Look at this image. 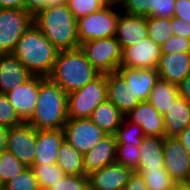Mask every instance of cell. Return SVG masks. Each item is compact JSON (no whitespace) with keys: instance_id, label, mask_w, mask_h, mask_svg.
<instances>
[{"instance_id":"obj_5","label":"cell","mask_w":190,"mask_h":190,"mask_svg":"<svg viewBox=\"0 0 190 190\" xmlns=\"http://www.w3.org/2000/svg\"><path fill=\"white\" fill-rule=\"evenodd\" d=\"M107 100V74H100L84 87L67 95L68 119L89 118L97 106Z\"/></svg>"},{"instance_id":"obj_48","label":"cell","mask_w":190,"mask_h":190,"mask_svg":"<svg viewBox=\"0 0 190 190\" xmlns=\"http://www.w3.org/2000/svg\"><path fill=\"white\" fill-rule=\"evenodd\" d=\"M9 128L0 124V154L7 148V133Z\"/></svg>"},{"instance_id":"obj_33","label":"cell","mask_w":190,"mask_h":190,"mask_svg":"<svg viewBox=\"0 0 190 190\" xmlns=\"http://www.w3.org/2000/svg\"><path fill=\"white\" fill-rule=\"evenodd\" d=\"M121 6L120 12L127 15L154 17V10H157L158 0H116ZM124 10V11H123Z\"/></svg>"},{"instance_id":"obj_50","label":"cell","mask_w":190,"mask_h":190,"mask_svg":"<svg viewBox=\"0 0 190 190\" xmlns=\"http://www.w3.org/2000/svg\"><path fill=\"white\" fill-rule=\"evenodd\" d=\"M184 183H185L188 187H190V171H189V173H188V175H187V178H186V180L184 181Z\"/></svg>"},{"instance_id":"obj_36","label":"cell","mask_w":190,"mask_h":190,"mask_svg":"<svg viewBox=\"0 0 190 190\" xmlns=\"http://www.w3.org/2000/svg\"><path fill=\"white\" fill-rule=\"evenodd\" d=\"M110 1L111 0H67V6L76 19H79L101 10Z\"/></svg>"},{"instance_id":"obj_14","label":"cell","mask_w":190,"mask_h":190,"mask_svg":"<svg viewBox=\"0 0 190 190\" xmlns=\"http://www.w3.org/2000/svg\"><path fill=\"white\" fill-rule=\"evenodd\" d=\"M38 93L39 76H33L24 84L6 93L7 98L24 123H27L31 119L35 111Z\"/></svg>"},{"instance_id":"obj_32","label":"cell","mask_w":190,"mask_h":190,"mask_svg":"<svg viewBox=\"0 0 190 190\" xmlns=\"http://www.w3.org/2000/svg\"><path fill=\"white\" fill-rule=\"evenodd\" d=\"M114 135L117 144H133L136 147L142 144L143 137L145 136L142 128L130 122L126 117Z\"/></svg>"},{"instance_id":"obj_12","label":"cell","mask_w":190,"mask_h":190,"mask_svg":"<svg viewBox=\"0 0 190 190\" xmlns=\"http://www.w3.org/2000/svg\"><path fill=\"white\" fill-rule=\"evenodd\" d=\"M164 167L175 183L184 182L190 171V155L176 137H164Z\"/></svg>"},{"instance_id":"obj_34","label":"cell","mask_w":190,"mask_h":190,"mask_svg":"<svg viewBox=\"0 0 190 190\" xmlns=\"http://www.w3.org/2000/svg\"><path fill=\"white\" fill-rule=\"evenodd\" d=\"M2 188L4 190H41L31 167H27L22 173L14 176Z\"/></svg>"},{"instance_id":"obj_44","label":"cell","mask_w":190,"mask_h":190,"mask_svg":"<svg viewBox=\"0 0 190 190\" xmlns=\"http://www.w3.org/2000/svg\"><path fill=\"white\" fill-rule=\"evenodd\" d=\"M123 190H149V188L139 172L133 171Z\"/></svg>"},{"instance_id":"obj_29","label":"cell","mask_w":190,"mask_h":190,"mask_svg":"<svg viewBox=\"0 0 190 190\" xmlns=\"http://www.w3.org/2000/svg\"><path fill=\"white\" fill-rule=\"evenodd\" d=\"M31 168L41 190L51 187L66 175L57 163L32 165Z\"/></svg>"},{"instance_id":"obj_22","label":"cell","mask_w":190,"mask_h":190,"mask_svg":"<svg viewBox=\"0 0 190 190\" xmlns=\"http://www.w3.org/2000/svg\"><path fill=\"white\" fill-rule=\"evenodd\" d=\"M117 72L128 82L134 96L147 101L159 75L156 69L128 68L119 66Z\"/></svg>"},{"instance_id":"obj_42","label":"cell","mask_w":190,"mask_h":190,"mask_svg":"<svg viewBox=\"0 0 190 190\" xmlns=\"http://www.w3.org/2000/svg\"><path fill=\"white\" fill-rule=\"evenodd\" d=\"M175 0H158L157 10H154V17L171 18L174 14Z\"/></svg>"},{"instance_id":"obj_3","label":"cell","mask_w":190,"mask_h":190,"mask_svg":"<svg viewBox=\"0 0 190 190\" xmlns=\"http://www.w3.org/2000/svg\"><path fill=\"white\" fill-rule=\"evenodd\" d=\"M67 120L66 92L48 77L39 76L35 111L27 123L36 130H55L63 129Z\"/></svg>"},{"instance_id":"obj_21","label":"cell","mask_w":190,"mask_h":190,"mask_svg":"<svg viewBox=\"0 0 190 190\" xmlns=\"http://www.w3.org/2000/svg\"><path fill=\"white\" fill-rule=\"evenodd\" d=\"M115 135H106L91 150L83 155L85 174L89 175L95 170L116 162Z\"/></svg>"},{"instance_id":"obj_38","label":"cell","mask_w":190,"mask_h":190,"mask_svg":"<svg viewBox=\"0 0 190 190\" xmlns=\"http://www.w3.org/2000/svg\"><path fill=\"white\" fill-rule=\"evenodd\" d=\"M44 190H89V179L86 176L65 175L61 180Z\"/></svg>"},{"instance_id":"obj_25","label":"cell","mask_w":190,"mask_h":190,"mask_svg":"<svg viewBox=\"0 0 190 190\" xmlns=\"http://www.w3.org/2000/svg\"><path fill=\"white\" fill-rule=\"evenodd\" d=\"M162 137L144 136L139 146L140 159L138 168H159L164 167Z\"/></svg>"},{"instance_id":"obj_40","label":"cell","mask_w":190,"mask_h":190,"mask_svg":"<svg viewBox=\"0 0 190 190\" xmlns=\"http://www.w3.org/2000/svg\"><path fill=\"white\" fill-rule=\"evenodd\" d=\"M67 4V0H24V9L35 16L40 10L47 6Z\"/></svg>"},{"instance_id":"obj_2","label":"cell","mask_w":190,"mask_h":190,"mask_svg":"<svg viewBox=\"0 0 190 190\" xmlns=\"http://www.w3.org/2000/svg\"><path fill=\"white\" fill-rule=\"evenodd\" d=\"M59 50L33 23L17 42L12 54L33 76L48 77L54 67Z\"/></svg>"},{"instance_id":"obj_16","label":"cell","mask_w":190,"mask_h":190,"mask_svg":"<svg viewBox=\"0 0 190 190\" xmlns=\"http://www.w3.org/2000/svg\"><path fill=\"white\" fill-rule=\"evenodd\" d=\"M125 117L139 125L145 136L165 137L164 118L148 101H141Z\"/></svg>"},{"instance_id":"obj_45","label":"cell","mask_w":190,"mask_h":190,"mask_svg":"<svg viewBox=\"0 0 190 190\" xmlns=\"http://www.w3.org/2000/svg\"><path fill=\"white\" fill-rule=\"evenodd\" d=\"M177 87L179 95L190 105V74Z\"/></svg>"},{"instance_id":"obj_6","label":"cell","mask_w":190,"mask_h":190,"mask_svg":"<svg viewBox=\"0 0 190 190\" xmlns=\"http://www.w3.org/2000/svg\"><path fill=\"white\" fill-rule=\"evenodd\" d=\"M119 9L117 1H110L101 10L77 19L79 44L88 40L115 37Z\"/></svg>"},{"instance_id":"obj_41","label":"cell","mask_w":190,"mask_h":190,"mask_svg":"<svg viewBox=\"0 0 190 190\" xmlns=\"http://www.w3.org/2000/svg\"><path fill=\"white\" fill-rule=\"evenodd\" d=\"M171 30L174 36L190 39V23L178 17H171Z\"/></svg>"},{"instance_id":"obj_13","label":"cell","mask_w":190,"mask_h":190,"mask_svg":"<svg viewBox=\"0 0 190 190\" xmlns=\"http://www.w3.org/2000/svg\"><path fill=\"white\" fill-rule=\"evenodd\" d=\"M132 172L116 162L102 167L88 175L89 190H123Z\"/></svg>"},{"instance_id":"obj_1","label":"cell","mask_w":190,"mask_h":190,"mask_svg":"<svg viewBox=\"0 0 190 190\" xmlns=\"http://www.w3.org/2000/svg\"><path fill=\"white\" fill-rule=\"evenodd\" d=\"M33 23L59 51L80 47L77 19L67 4L43 8L33 16Z\"/></svg>"},{"instance_id":"obj_18","label":"cell","mask_w":190,"mask_h":190,"mask_svg":"<svg viewBox=\"0 0 190 190\" xmlns=\"http://www.w3.org/2000/svg\"><path fill=\"white\" fill-rule=\"evenodd\" d=\"M107 100L112 102L124 116L141 102L133 95L130 85L118 72L107 74Z\"/></svg>"},{"instance_id":"obj_23","label":"cell","mask_w":190,"mask_h":190,"mask_svg":"<svg viewBox=\"0 0 190 190\" xmlns=\"http://www.w3.org/2000/svg\"><path fill=\"white\" fill-rule=\"evenodd\" d=\"M163 118L165 136L177 137L190 125V105L179 95Z\"/></svg>"},{"instance_id":"obj_49","label":"cell","mask_w":190,"mask_h":190,"mask_svg":"<svg viewBox=\"0 0 190 190\" xmlns=\"http://www.w3.org/2000/svg\"><path fill=\"white\" fill-rule=\"evenodd\" d=\"M172 190H190L184 182L174 183Z\"/></svg>"},{"instance_id":"obj_20","label":"cell","mask_w":190,"mask_h":190,"mask_svg":"<svg viewBox=\"0 0 190 190\" xmlns=\"http://www.w3.org/2000/svg\"><path fill=\"white\" fill-rule=\"evenodd\" d=\"M64 139L65 134L63 129L37 130L33 165L56 163L59 147Z\"/></svg>"},{"instance_id":"obj_47","label":"cell","mask_w":190,"mask_h":190,"mask_svg":"<svg viewBox=\"0 0 190 190\" xmlns=\"http://www.w3.org/2000/svg\"><path fill=\"white\" fill-rule=\"evenodd\" d=\"M190 155V125L176 137Z\"/></svg>"},{"instance_id":"obj_9","label":"cell","mask_w":190,"mask_h":190,"mask_svg":"<svg viewBox=\"0 0 190 190\" xmlns=\"http://www.w3.org/2000/svg\"><path fill=\"white\" fill-rule=\"evenodd\" d=\"M63 130L65 140L81 155H85L107 135L89 118L68 119Z\"/></svg>"},{"instance_id":"obj_37","label":"cell","mask_w":190,"mask_h":190,"mask_svg":"<svg viewBox=\"0 0 190 190\" xmlns=\"http://www.w3.org/2000/svg\"><path fill=\"white\" fill-rule=\"evenodd\" d=\"M23 123L6 94L0 93V124L10 128Z\"/></svg>"},{"instance_id":"obj_17","label":"cell","mask_w":190,"mask_h":190,"mask_svg":"<svg viewBox=\"0 0 190 190\" xmlns=\"http://www.w3.org/2000/svg\"><path fill=\"white\" fill-rule=\"evenodd\" d=\"M33 74L12 54H0V93H8L27 82Z\"/></svg>"},{"instance_id":"obj_43","label":"cell","mask_w":190,"mask_h":190,"mask_svg":"<svg viewBox=\"0 0 190 190\" xmlns=\"http://www.w3.org/2000/svg\"><path fill=\"white\" fill-rule=\"evenodd\" d=\"M173 16L190 23V0H175Z\"/></svg>"},{"instance_id":"obj_15","label":"cell","mask_w":190,"mask_h":190,"mask_svg":"<svg viewBox=\"0 0 190 190\" xmlns=\"http://www.w3.org/2000/svg\"><path fill=\"white\" fill-rule=\"evenodd\" d=\"M156 71L160 79L178 86L190 74V52L161 53Z\"/></svg>"},{"instance_id":"obj_24","label":"cell","mask_w":190,"mask_h":190,"mask_svg":"<svg viewBox=\"0 0 190 190\" xmlns=\"http://www.w3.org/2000/svg\"><path fill=\"white\" fill-rule=\"evenodd\" d=\"M124 118L122 112L109 100L100 103L89 117L107 135H114Z\"/></svg>"},{"instance_id":"obj_46","label":"cell","mask_w":190,"mask_h":190,"mask_svg":"<svg viewBox=\"0 0 190 190\" xmlns=\"http://www.w3.org/2000/svg\"><path fill=\"white\" fill-rule=\"evenodd\" d=\"M0 9H24V0H0Z\"/></svg>"},{"instance_id":"obj_28","label":"cell","mask_w":190,"mask_h":190,"mask_svg":"<svg viewBox=\"0 0 190 190\" xmlns=\"http://www.w3.org/2000/svg\"><path fill=\"white\" fill-rule=\"evenodd\" d=\"M137 172L142 176L149 190H172L175 183L165 167L138 168Z\"/></svg>"},{"instance_id":"obj_8","label":"cell","mask_w":190,"mask_h":190,"mask_svg":"<svg viewBox=\"0 0 190 190\" xmlns=\"http://www.w3.org/2000/svg\"><path fill=\"white\" fill-rule=\"evenodd\" d=\"M32 24L33 16L25 9H0V54L12 53Z\"/></svg>"},{"instance_id":"obj_35","label":"cell","mask_w":190,"mask_h":190,"mask_svg":"<svg viewBox=\"0 0 190 190\" xmlns=\"http://www.w3.org/2000/svg\"><path fill=\"white\" fill-rule=\"evenodd\" d=\"M140 149L133 144H117L116 163L121 164L132 171L138 170Z\"/></svg>"},{"instance_id":"obj_27","label":"cell","mask_w":190,"mask_h":190,"mask_svg":"<svg viewBox=\"0 0 190 190\" xmlns=\"http://www.w3.org/2000/svg\"><path fill=\"white\" fill-rule=\"evenodd\" d=\"M56 163L66 175L86 176L83 167V155L76 151L65 139L59 147Z\"/></svg>"},{"instance_id":"obj_4","label":"cell","mask_w":190,"mask_h":190,"mask_svg":"<svg viewBox=\"0 0 190 190\" xmlns=\"http://www.w3.org/2000/svg\"><path fill=\"white\" fill-rule=\"evenodd\" d=\"M99 75L100 73L90 64L79 47L59 51L48 78L58 84L68 95L81 89Z\"/></svg>"},{"instance_id":"obj_7","label":"cell","mask_w":190,"mask_h":190,"mask_svg":"<svg viewBox=\"0 0 190 190\" xmlns=\"http://www.w3.org/2000/svg\"><path fill=\"white\" fill-rule=\"evenodd\" d=\"M80 49L100 74L117 72L123 50L115 37L88 40L80 44Z\"/></svg>"},{"instance_id":"obj_39","label":"cell","mask_w":190,"mask_h":190,"mask_svg":"<svg viewBox=\"0 0 190 190\" xmlns=\"http://www.w3.org/2000/svg\"><path fill=\"white\" fill-rule=\"evenodd\" d=\"M175 52H190V39L173 35L161 46V53Z\"/></svg>"},{"instance_id":"obj_26","label":"cell","mask_w":190,"mask_h":190,"mask_svg":"<svg viewBox=\"0 0 190 190\" xmlns=\"http://www.w3.org/2000/svg\"><path fill=\"white\" fill-rule=\"evenodd\" d=\"M178 96L177 85L159 78L150 92L147 101L164 116Z\"/></svg>"},{"instance_id":"obj_11","label":"cell","mask_w":190,"mask_h":190,"mask_svg":"<svg viewBox=\"0 0 190 190\" xmlns=\"http://www.w3.org/2000/svg\"><path fill=\"white\" fill-rule=\"evenodd\" d=\"M160 57L161 47L150 37H147L123 49L120 66L156 69Z\"/></svg>"},{"instance_id":"obj_30","label":"cell","mask_w":190,"mask_h":190,"mask_svg":"<svg viewBox=\"0 0 190 190\" xmlns=\"http://www.w3.org/2000/svg\"><path fill=\"white\" fill-rule=\"evenodd\" d=\"M148 37L160 47L173 36L171 18L147 17Z\"/></svg>"},{"instance_id":"obj_19","label":"cell","mask_w":190,"mask_h":190,"mask_svg":"<svg viewBox=\"0 0 190 190\" xmlns=\"http://www.w3.org/2000/svg\"><path fill=\"white\" fill-rule=\"evenodd\" d=\"M148 37L147 17L120 13L116 23L115 38L122 50Z\"/></svg>"},{"instance_id":"obj_10","label":"cell","mask_w":190,"mask_h":190,"mask_svg":"<svg viewBox=\"0 0 190 190\" xmlns=\"http://www.w3.org/2000/svg\"><path fill=\"white\" fill-rule=\"evenodd\" d=\"M37 130L29 123L10 127L7 148L21 163L31 167L35 158Z\"/></svg>"},{"instance_id":"obj_31","label":"cell","mask_w":190,"mask_h":190,"mask_svg":"<svg viewBox=\"0 0 190 190\" xmlns=\"http://www.w3.org/2000/svg\"><path fill=\"white\" fill-rule=\"evenodd\" d=\"M26 168L27 166L21 163L10 151H3L0 154V187Z\"/></svg>"}]
</instances>
